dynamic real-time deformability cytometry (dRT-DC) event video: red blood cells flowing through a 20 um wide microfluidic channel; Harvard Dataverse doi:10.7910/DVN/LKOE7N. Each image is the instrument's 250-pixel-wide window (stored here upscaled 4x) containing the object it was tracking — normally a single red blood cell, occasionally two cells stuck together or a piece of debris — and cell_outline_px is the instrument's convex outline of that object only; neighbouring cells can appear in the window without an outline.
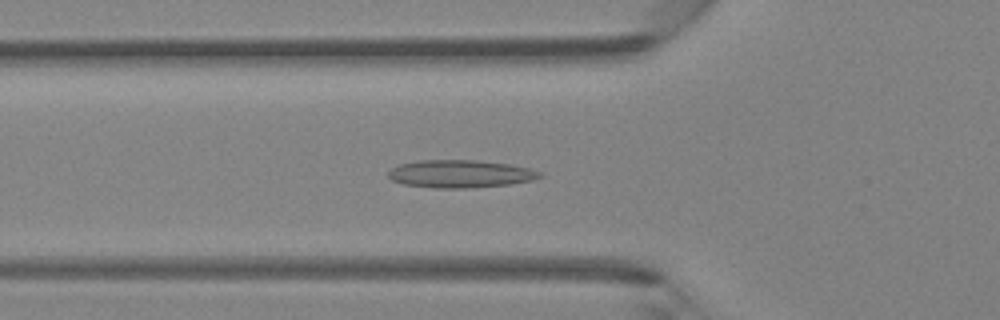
{"species": "Egyptian fruit bat (a non-hibernating species)", "species_latin": "Rousettus aegyptiacus", "temperature_condition": "room temperature", "stored_images_in_passage": 46, "camera_frame_rate_fps": 3000, "um_per_image_px": 0.085, "animal": {"sex": "female"}, "frame": {"image": 1, "passage_image": 16, "time_ms": 5.0, "image_size_px": [1000, 320], "cell_outline_px": [[544, 176], [532, 180], [508, 184], [468, 188], [436, 188], [404, 184], [392, 180], [388, 176], [388, 172], [392, 168], [400, 164], [416, 160], [476, 160], [508, 164], [528, 168], [544, 172]], "centroid_in_image_um": [39.13, 14.77], "position_along_channel_um": 86.7, "area_um2": 24.45}}
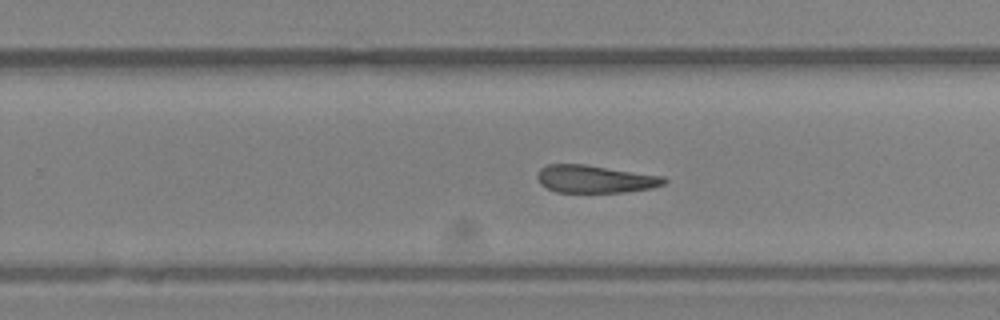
{"frame": {"image": 2, "passage_image": 29, "time_ms": 9.333, "image_size_px": [1000, 320], "cell_outline_px": [[668, 180], [664, 184], [652, 188], [624, 192], [556, 192], [540, 184], [536, 176], [540, 168], [548, 164], [584, 164], [664, 176]], "centroid_in_image_um": [50.58, 15.21], "position_along_channel_um": 279.2, "area_um2": 20.46}}
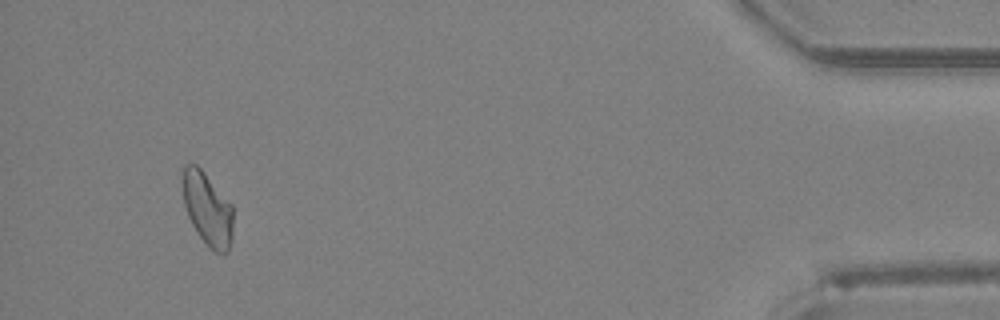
{"frame": {"image": 3, "passage_image": 43, "time_ms": 14.0, "image_size_px": [1000, 320], "cell_outline_px": [[232, 240], [228, 252], [216, 252], [196, 232], [188, 216], [184, 204], [184, 164], [196, 164], [200, 168], [232, 204]], "centroid_in_image_um": [17.66, 17.77], "position_along_channel_um": 417.5, "area_um2": 20.92}}